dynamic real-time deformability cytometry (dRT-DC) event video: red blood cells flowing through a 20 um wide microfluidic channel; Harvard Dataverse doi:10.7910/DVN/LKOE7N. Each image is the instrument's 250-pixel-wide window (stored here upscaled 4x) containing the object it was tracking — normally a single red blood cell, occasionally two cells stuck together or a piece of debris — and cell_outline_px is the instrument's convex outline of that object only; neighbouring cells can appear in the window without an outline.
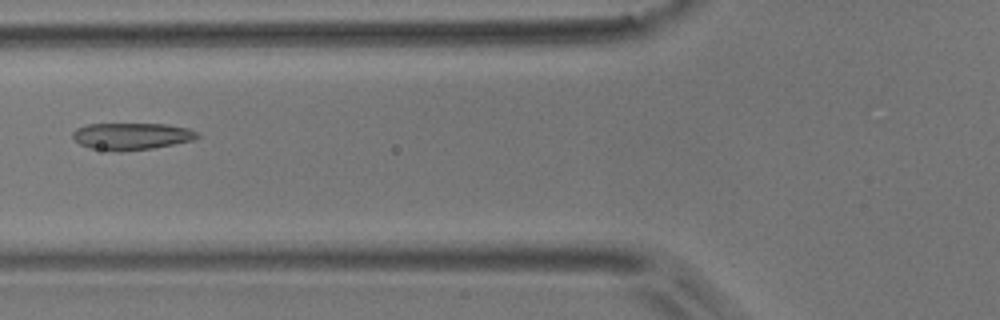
{"species": "common noctule bat (a hibernating species)", "species_latin": "Nyctalus noctula", "temperature_condition": "room temperature", "stored_images_in_passage": 6, "camera_frame_rate_fps": 3000, "um_per_image_px": 0.085, "animal": {"sex": "male", "body_mass_g": 17.9}, "frame": {"image": 1, "passage_image": 6, "time_ms": 6.667, "image_size_px": [1000, 320], "cell_outline_px": [[200, 136], [192, 140], [152, 148], [120, 152], [88, 148], [80, 144], [72, 136], [72, 132], [76, 128], [88, 124], [168, 124], [188, 128], [196, 132]], "centroid_in_image_um": [11.15, 11.58], "position_along_channel_um": 114.7, "area_um2": 19.54}}